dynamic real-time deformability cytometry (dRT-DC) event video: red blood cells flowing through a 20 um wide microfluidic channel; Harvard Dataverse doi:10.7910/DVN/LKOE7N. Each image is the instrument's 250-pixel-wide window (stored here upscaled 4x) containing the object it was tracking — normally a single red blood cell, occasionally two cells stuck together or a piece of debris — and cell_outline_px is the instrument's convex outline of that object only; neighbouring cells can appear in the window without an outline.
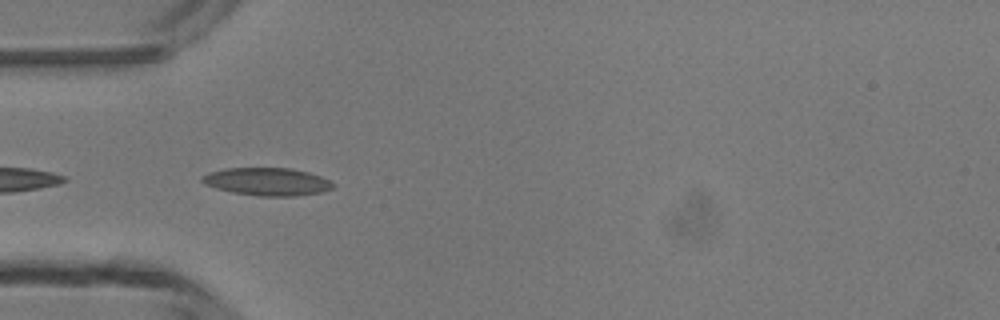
{"species": "common noctule bat (a hibernating species)", "species_latin": "Nyctalus noctula", "temperature_condition": "room temperature", "stored_images_in_passage": 7, "camera_frame_rate_fps": 3000, "um_per_image_px": 0.085, "animal": {"sex": "male", "body_mass_g": 13.3}, "frame": {"image": 1, "passage_image": 5, "time_ms": 4.667, "image_size_px": [1000, 320], "cell_outline_px": [[336, 184], [332, 188], [320, 192], [296, 196], [256, 196], [232, 192], [216, 188], [204, 184], [200, 180], [200, 176], [208, 172], [224, 168], [288, 168], [308, 172], [320, 176]], "centroid_in_image_um": [22.66, 15.44], "position_along_channel_um": 62.3, "area_um2": 21.27}}
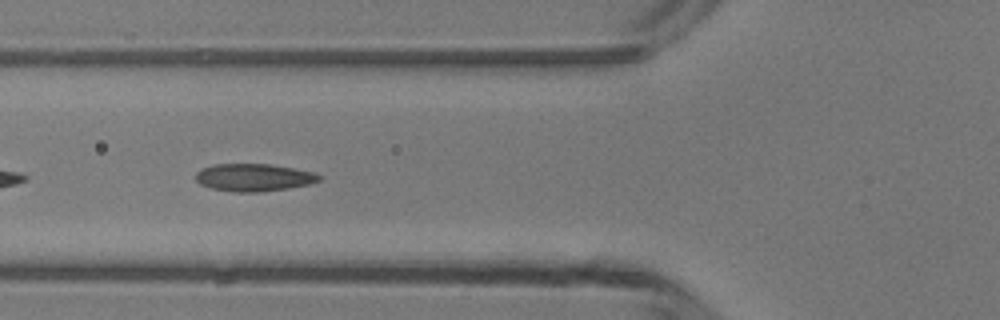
{"frame": {"image": 2, "passage_image": 6, "time_ms": 5.667, "image_size_px": [1000, 320], "cell_outline_px": [[320, 180], [308, 184], [288, 188], [260, 192], [236, 192], [212, 188], [200, 184], [196, 180], [196, 172], [212, 164], [268, 164], [316, 172], [320, 176]], "centroid_in_image_um": [21.57, 15.08], "position_along_channel_um": 104.2, "area_um2": 19.65}}
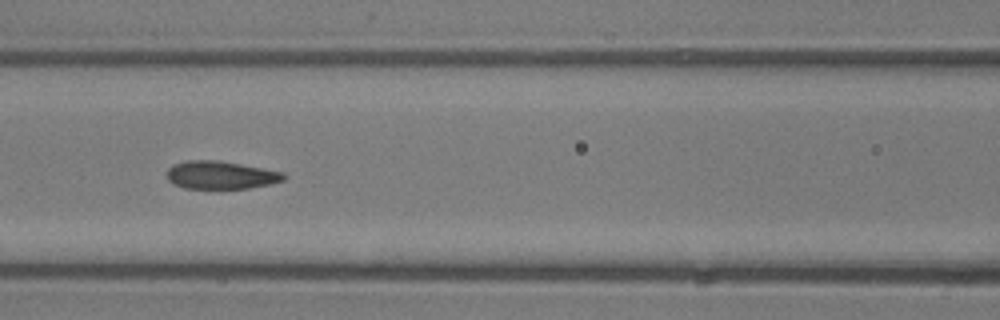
{"frame": {"image": 3, "passage_image": 7, "time_ms": 6.667, "image_size_px": [1000, 320], "cell_outline_px": [[288, 176], [284, 180], [268, 184], [248, 188], [184, 188], [172, 184], [168, 180], [168, 168], [172, 164], [188, 160], [216, 160], [240, 164], [284, 172]], "centroid_in_image_um": [18.75, 14.87], "position_along_channel_um": 147.8, "area_um2": 18.96}}